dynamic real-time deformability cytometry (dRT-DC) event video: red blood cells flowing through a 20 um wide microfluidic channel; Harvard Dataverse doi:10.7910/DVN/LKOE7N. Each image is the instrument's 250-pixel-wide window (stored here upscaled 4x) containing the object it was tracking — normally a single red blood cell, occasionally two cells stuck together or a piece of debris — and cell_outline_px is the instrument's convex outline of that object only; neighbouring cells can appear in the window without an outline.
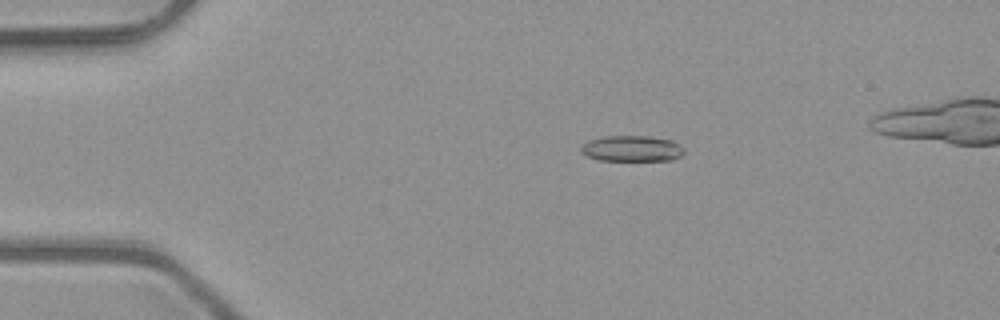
{"species": "common noctule bat (a hibernating species)", "species_latin": "Nyctalus noctula", "temperature_condition": "room temperature", "stored_images_in_passage": 5, "camera_frame_rate_fps": 3000, "um_per_image_px": 0.085, "animal": {"sex": "male", "body_mass_g": 23.1, "forearm_length_mm": 52.7}, "frame": {"image": 1, "passage_image": 3, "time_ms": 0.667, "image_size_px": [1000, 320], "cell_outline_px": [[684, 152], [680, 156], [672, 160], [600, 160], [588, 156], [580, 152], [580, 148], [588, 140], [604, 136], [648, 136], [672, 140], [684, 148]], "centroid_in_image_um": [53.71, 12.62], "position_along_channel_um": 31.3, "area_um2": 15.49}}